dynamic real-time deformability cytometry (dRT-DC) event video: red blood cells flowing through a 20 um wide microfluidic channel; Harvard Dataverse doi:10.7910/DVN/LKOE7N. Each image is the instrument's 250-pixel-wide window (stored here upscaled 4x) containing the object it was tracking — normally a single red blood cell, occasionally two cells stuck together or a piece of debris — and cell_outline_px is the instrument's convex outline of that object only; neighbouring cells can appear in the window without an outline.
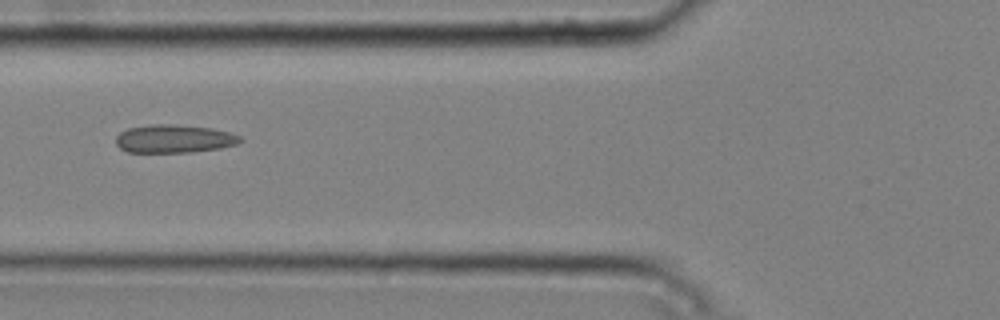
{"species": "common noctule bat (a hibernating species)", "species_latin": "Nyctalus noctula", "temperature_condition": "cold", "stored_images_in_passage": 7, "camera_frame_rate_fps": 3000, "um_per_image_px": 0.085, "animal": {"sex": "male", "body_mass_g": 20.4}, "frame": {"image": 1, "passage_image": 5, "time_ms": 1.333, "image_size_px": [1000, 320], "cell_outline_px": [[244, 140], [236, 144], [220, 148], [192, 152], [128, 152], [120, 148], [116, 144], [116, 136], [120, 132], [128, 128], [152, 124], [176, 124], [212, 128], [228, 132], [240, 136]], "centroid_in_image_um": [14.79, 11.79], "position_along_channel_um": 111.0, "area_um2": 20.46}}
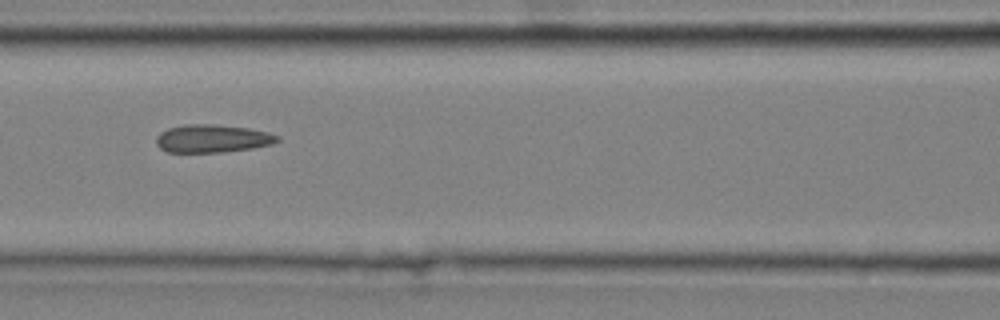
{"frame": {"image": 2, "passage_image": 6, "time_ms": 1.667, "image_size_px": [1000, 320], "cell_outline_px": [[280, 140], [272, 144], [252, 148], [220, 152], [168, 152], [160, 148], [156, 144], [156, 136], [160, 132], [168, 128], [184, 124], [212, 124], [248, 128], [268, 132], [280, 136]], "centroid_in_image_um": [18.04, 11.77], "position_along_channel_um": 148.6, "area_um2": 19.77}}
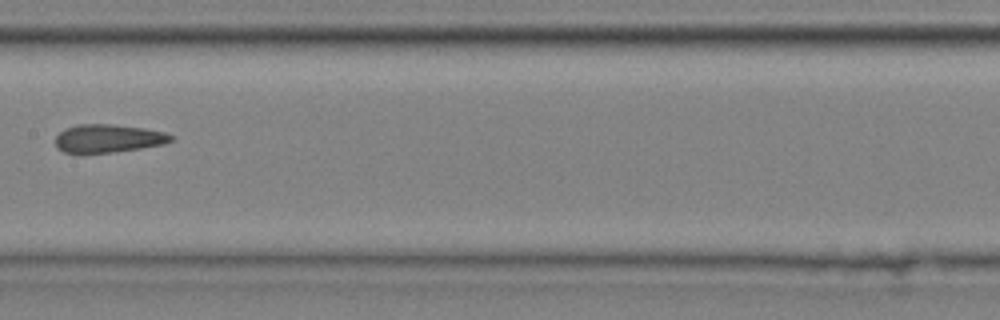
{"frame": {"image": 3, "passage_image": 7, "time_ms": 2.0, "image_size_px": [1000, 320], "cell_outline_px": [[176, 140], [164, 144], [140, 148], [112, 152], [64, 152], [56, 148], [56, 136], [64, 128], [76, 124], [112, 124], [144, 128], [164, 132], [176, 136]], "centroid_in_image_um": [9.23, 11.75], "position_along_channel_um": 198.2, "area_um2": 19.02}}